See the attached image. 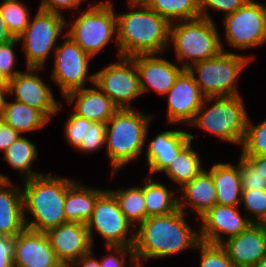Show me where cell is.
I'll return each mask as SVG.
<instances>
[{
	"mask_svg": "<svg viewBox=\"0 0 266 267\" xmlns=\"http://www.w3.org/2000/svg\"><path fill=\"white\" fill-rule=\"evenodd\" d=\"M185 215L178 209L166 215L151 216L135 229L134 253L139 267H145L142 261L163 259L197 247L199 230L191 228Z\"/></svg>",
	"mask_w": 266,
	"mask_h": 267,
	"instance_id": "6da1fadb",
	"label": "cell"
},
{
	"mask_svg": "<svg viewBox=\"0 0 266 267\" xmlns=\"http://www.w3.org/2000/svg\"><path fill=\"white\" fill-rule=\"evenodd\" d=\"M130 12L117 13L116 56L164 54L170 47L171 23L146 4L127 2Z\"/></svg>",
	"mask_w": 266,
	"mask_h": 267,
	"instance_id": "7a4b0ae2",
	"label": "cell"
},
{
	"mask_svg": "<svg viewBox=\"0 0 266 267\" xmlns=\"http://www.w3.org/2000/svg\"><path fill=\"white\" fill-rule=\"evenodd\" d=\"M76 179L42 173L24 180L22 185L23 208L26 228L36 232L68 222L64 214L67 188ZM33 219L28 218V212Z\"/></svg>",
	"mask_w": 266,
	"mask_h": 267,
	"instance_id": "3957f363",
	"label": "cell"
},
{
	"mask_svg": "<svg viewBox=\"0 0 266 267\" xmlns=\"http://www.w3.org/2000/svg\"><path fill=\"white\" fill-rule=\"evenodd\" d=\"M153 118V114L123 108L118 109L106 122L105 149L113 171L112 177L143 154Z\"/></svg>",
	"mask_w": 266,
	"mask_h": 267,
	"instance_id": "277c9868",
	"label": "cell"
},
{
	"mask_svg": "<svg viewBox=\"0 0 266 267\" xmlns=\"http://www.w3.org/2000/svg\"><path fill=\"white\" fill-rule=\"evenodd\" d=\"M214 20L199 17L171 23L170 42L180 66L190 65L218 55L224 49Z\"/></svg>",
	"mask_w": 266,
	"mask_h": 267,
	"instance_id": "5b68a950",
	"label": "cell"
},
{
	"mask_svg": "<svg viewBox=\"0 0 266 267\" xmlns=\"http://www.w3.org/2000/svg\"><path fill=\"white\" fill-rule=\"evenodd\" d=\"M207 106L209 107L207 108ZM248 117L241 95L205 97L194 120L189 125L215 135L220 141L237 144L241 147Z\"/></svg>",
	"mask_w": 266,
	"mask_h": 267,
	"instance_id": "8992f818",
	"label": "cell"
},
{
	"mask_svg": "<svg viewBox=\"0 0 266 267\" xmlns=\"http://www.w3.org/2000/svg\"><path fill=\"white\" fill-rule=\"evenodd\" d=\"M252 57L221 51L218 55L198 61L187 70L205 97H230L240 95L237 85L239 74L249 66Z\"/></svg>",
	"mask_w": 266,
	"mask_h": 267,
	"instance_id": "52a82bcc",
	"label": "cell"
},
{
	"mask_svg": "<svg viewBox=\"0 0 266 267\" xmlns=\"http://www.w3.org/2000/svg\"><path fill=\"white\" fill-rule=\"evenodd\" d=\"M113 3L103 0L80 10L76 20L66 24V35L94 57L112 41H118L117 15Z\"/></svg>",
	"mask_w": 266,
	"mask_h": 267,
	"instance_id": "ba28073f",
	"label": "cell"
},
{
	"mask_svg": "<svg viewBox=\"0 0 266 267\" xmlns=\"http://www.w3.org/2000/svg\"><path fill=\"white\" fill-rule=\"evenodd\" d=\"M33 17L18 39L23 45L26 67L44 69L49 55L58 46L56 42L61 38L59 36H65L61 33L69 21L61 14L39 8Z\"/></svg>",
	"mask_w": 266,
	"mask_h": 267,
	"instance_id": "9c48e42d",
	"label": "cell"
},
{
	"mask_svg": "<svg viewBox=\"0 0 266 267\" xmlns=\"http://www.w3.org/2000/svg\"><path fill=\"white\" fill-rule=\"evenodd\" d=\"M86 226L92 245L95 231L104 240L105 246L134 247L135 230L131 228L134 226L126 219L109 189L97 198Z\"/></svg>",
	"mask_w": 266,
	"mask_h": 267,
	"instance_id": "30bf717a",
	"label": "cell"
},
{
	"mask_svg": "<svg viewBox=\"0 0 266 267\" xmlns=\"http://www.w3.org/2000/svg\"><path fill=\"white\" fill-rule=\"evenodd\" d=\"M225 41L230 48L247 50L266 45V6L249 0L242 7L224 17Z\"/></svg>",
	"mask_w": 266,
	"mask_h": 267,
	"instance_id": "8fae6325",
	"label": "cell"
},
{
	"mask_svg": "<svg viewBox=\"0 0 266 267\" xmlns=\"http://www.w3.org/2000/svg\"><path fill=\"white\" fill-rule=\"evenodd\" d=\"M64 38L53 53L54 64L50 73L51 81L55 82L63 97L84 88L87 81L92 85L95 83V72L89 73V62L93 57L66 34Z\"/></svg>",
	"mask_w": 266,
	"mask_h": 267,
	"instance_id": "7c38bea8",
	"label": "cell"
},
{
	"mask_svg": "<svg viewBox=\"0 0 266 267\" xmlns=\"http://www.w3.org/2000/svg\"><path fill=\"white\" fill-rule=\"evenodd\" d=\"M118 60L95 72V84L119 109L132 108L131 102L142 95L138 70L132 57Z\"/></svg>",
	"mask_w": 266,
	"mask_h": 267,
	"instance_id": "4fadbf2b",
	"label": "cell"
},
{
	"mask_svg": "<svg viewBox=\"0 0 266 267\" xmlns=\"http://www.w3.org/2000/svg\"><path fill=\"white\" fill-rule=\"evenodd\" d=\"M26 70L8 82L9 96L14 95V100L37 108L51 120L53 115L61 111L62 103L56 101L51 87L38 76L42 68H27Z\"/></svg>",
	"mask_w": 266,
	"mask_h": 267,
	"instance_id": "5bb4252c",
	"label": "cell"
},
{
	"mask_svg": "<svg viewBox=\"0 0 266 267\" xmlns=\"http://www.w3.org/2000/svg\"><path fill=\"white\" fill-rule=\"evenodd\" d=\"M239 206H227L216 204L199 217L200 241L222 244L224 235L226 239L237 236L253 224L250 217H243L239 212Z\"/></svg>",
	"mask_w": 266,
	"mask_h": 267,
	"instance_id": "9a60e30c",
	"label": "cell"
},
{
	"mask_svg": "<svg viewBox=\"0 0 266 267\" xmlns=\"http://www.w3.org/2000/svg\"><path fill=\"white\" fill-rule=\"evenodd\" d=\"M168 98L166 121L172 124L189 125L201 107L205 96L187 69L176 78L174 85L165 94Z\"/></svg>",
	"mask_w": 266,
	"mask_h": 267,
	"instance_id": "2e32d148",
	"label": "cell"
},
{
	"mask_svg": "<svg viewBox=\"0 0 266 267\" xmlns=\"http://www.w3.org/2000/svg\"><path fill=\"white\" fill-rule=\"evenodd\" d=\"M132 58L138 70L142 94L152 90L164 96L184 70L182 66L162 58V53L141 54Z\"/></svg>",
	"mask_w": 266,
	"mask_h": 267,
	"instance_id": "e0dca14e",
	"label": "cell"
},
{
	"mask_svg": "<svg viewBox=\"0 0 266 267\" xmlns=\"http://www.w3.org/2000/svg\"><path fill=\"white\" fill-rule=\"evenodd\" d=\"M46 234L59 262L73 263L93 250L85 223L68 221L49 229Z\"/></svg>",
	"mask_w": 266,
	"mask_h": 267,
	"instance_id": "ac0fdd59",
	"label": "cell"
},
{
	"mask_svg": "<svg viewBox=\"0 0 266 267\" xmlns=\"http://www.w3.org/2000/svg\"><path fill=\"white\" fill-rule=\"evenodd\" d=\"M57 263L46 232L26 228L14 237V267H54Z\"/></svg>",
	"mask_w": 266,
	"mask_h": 267,
	"instance_id": "d6986e66",
	"label": "cell"
},
{
	"mask_svg": "<svg viewBox=\"0 0 266 267\" xmlns=\"http://www.w3.org/2000/svg\"><path fill=\"white\" fill-rule=\"evenodd\" d=\"M236 267H252L266 257V229L253 223L221 244Z\"/></svg>",
	"mask_w": 266,
	"mask_h": 267,
	"instance_id": "ffe728a7",
	"label": "cell"
},
{
	"mask_svg": "<svg viewBox=\"0 0 266 267\" xmlns=\"http://www.w3.org/2000/svg\"><path fill=\"white\" fill-rule=\"evenodd\" d=\"M194 139L193 134L178 129L158 133L146 146L144 156L149 167L147 174L153 176L155 173H162L172 159Z\"/></svg>",
	"mask_w": 266,
	"mask_h": 267,
	"instance_id": "44dd1931",
	"label": "cell"
},
{
	"mask_svg": "<svg viewBox=\"0 0 266 267\" xmlns=\"http://www.w3.org/2000/svg\"><path fill=\"white\" fill-rule=\"evenodd\" d=\"M63 98L69 107L75 104L74 114L93 122L106 123L119 109L95 83L92 88L69 92Z\"/></svg>",
	"mask_w": 266,
	"mask_h": 267,
	"instance_id": "7402d4cb",
	"label": "cell"
},
{
	"mask_svg": "<svg viewBox=\"0 0 266 267\" xmlns=\"http://www.w3.org/2000/svg\"><path fill=\"white\" fill-rule=\"evenodd\" d=\"M18 185L0 179V236L14 238L26 229L22 190Z\"/></svg>",
	"mask_w": 266,
	"mask_h": 267,
	"instance_id": "603a6c76",
	"label": "cell"
},
{
	"mask_svg": "<svg viewBox=\"0 0 266 267\" xmlns=\"http://www.w3.org/2000/svg\"><path fill=\"white\" fill-rule=\"evenodd\" d=\"M179 209L187 214L186 207L196 211L197 216L203 215L208 209L217 204V195L212 173L203 169L189 183L181 188Z\"/></svg>",
	"mask_w": 266,
	"mask_h": 267,
	"instance_id": "cb8c5ba5",
	"label": "cell"
},
{
	"mask_svg": "<svg viewBox=\"0 0 266 267\" xmlns=\"http://www.w3.org/2000/svg\"><path fill=\"white\" fill-rule=\"evenodd\" d=\"M104 189L90 188L75 180L66 191L64 214L67 221L87 223L97 198Z\"/></svg>",
	"mask_w": 266,
	"mask_h": 267,
	"instance_id": "d4e9b609",
	"label": "cell"
},
{
	"mask_svg": "<svg viewBox=\"0 0 266 267\" xmlns=\"http://www.w3.org/2000/svg\"><path fill=\"white\" fill-rule=\"evenodd\" d=\"M215 183L217 204L227 206H240L242 185L238 163L218 162L209 169Z\"/></svg>",
	"mask_w": 266,
	"mask_h": 267,
	"instance_id": "484cf974",
	"label": "cell"
},
{
	"mask_svg": "<svg viewBox=\"0 0 266 267\" xmlns=\"http://www.w3.org/2000/svg\"><path fill=\"white\" fill-rule=\"evenodd\" d=\"M1 119L20 134L44 129L50 122L40 110L17 100L6 101Z\"/></svg>",
	"mask_w": 266,
	"mask_h": 267,
	"instance_id": "4316f807",
	"label": "cell"
},
{
	"mask_svg": "<svg viewBox=\"0 0 266 267\" xmlns=\"http://www.w3.org/2000/svg\"><path fill=\"white\" fill-rule=\"evenodd\" d=\"M143 183L141 187L145 197L146 219L173 213L179 209V198L176 197V192L168 189L164 183L154 181L149 175Z\"/></svg>",
	"mask_w": 266,
	"mask_h": 267,
	"instance_id": "83f0119b",
	"label": "cell"
},
{
	"mask_svg": "<svg viewBox=\"0 0 266 267\" xmlns=\"http://www.w3.org/2000/svg\"><path fill=\"white\" fill-rule=\"evenodd\" d=\"M192 142L191 140L162 171L171 182L180 186L177 191L204 169L200 155L192 149Z\"/></svg>",
	"mask_w": 266,
	"mask_h": 267,
	"instance_id": "f1b7e54d",
	"label": "cell"
},
{
	"mask_svg": "<svg viewBox=\"0 0 266 267\" xmlns=\"http://www.w3.org/2000/svg\"><path fill=\"white\" fill-rule=\"evenodd\" d=\"M3 153V159L9 166L24 176L23 181L42 174L32 170V164L38 157L37 147L23 135Z\"/></svg>",
	"mask_w": 266,
	"mask_h": 267,
	"instance_id": "f546056e",
	"label": "cell"
},
{
	"mask_svg": "<svg viewBox=\"0 0 266 267\" xmlns=\"http://www.w3.org/2000/svg\"><path fill=\"white\" fill-rule=\"evenodd\" d=\"M146 5L170 23L201 17L200 0H149Z\"/></svg>",
	"mask_w": 266,
	"mask_h": 267,
	"instance_id": "4dcf8cb0",
	"label": "cell"
},
{
	"mask_svg": "<svg viewBox=\"0 0 266 267\" xmlns=\"http://www.w3.org/2000/svg\"><path fill=\"white\" fill-rule=\"evenodd\" d=\"M109 191L115 196L126 219L136 229L146 219L145 197L141 185Z\"/></svg>",
	"mask_w": 266,
	"mask_h": 267,
	"instance_id": "1f68e13d",
	"label": "cell"
},
{
	"mask_svg": "<svg viewBox=\"0 0 266 267\" xmlns=\"http://www.w3.org/2000/svg\"><path fill=\"white\" fill-rule=\"evenodd\" d=\"M0 12L14 38L24 33L32 16L21 0H1Z\"/></svg>",
	"mask_w": 266,
	"mask_h": 267,
	"instance_id": "d6a6232c",
	"label": "cell"
},
{
	"mask_svg": "<svg viewBox=\"0 0 266 267\" xmlns=\"http://www.w3.org/2000/svg\"><path fill=\"white\" fill-rule=\"evenodd\" d=\"M242 156L266 155V119L259 124H253L248 117L244 141L241 145Z\"/></svg>",
	"mask_w": 266,
	"mask_h": 267,
	"instance_id": "836d02e7",
	"label": "cell"
},
{
	"mask_svg": "<svg viewBox=\"0 0 266 267\" xmlns=\"http://www.w3.org/2000/svg\"><path fill=\"white\" fill-rule=\"evenodd\" d=\"M196 249L200 251L199 267H236L221 244L200 241Z\"/></svg>",
	"mask_w": 266,
	"mask_h": 267,
	"instance_id": "e575fe53",
	"label": "cell"
},
{
	"mask_svg": "<svg viewBox=\"0 0 266 267\" xmlns=\"http://www.w3.org/2000/svg\"><path fill=\"white\" fill-rule=\"evenodd\" d=\"M67 118L64 127L66 141L77 151L82 142L86 140L87 129H89L94 122L77 116L73 112L70 113Z\"/></svg>",
	"mask_w": 266,
	"mask_h": 267,
	"instance_id": "d590c367",
	"label": "cell"
},
{
	"mask_svg": "<svg viewBox=\"0 0 266 267\" xmlns=\"http://www.w3.org/2000/svg\"><path fill=\"white\" fill-rule=\"evenodd\" d=\"M241 205L252 214L251 221L259 223L266 215V190H242Z\"/></svg>",
	"mask_w": 266,
	"mask_h": 267,
	"instance_id": "8d00e7d4",
	"label": "cell"
},
{
	"mask_svg": "<svg viewBox=\"0 0 266 267\" xmlns=\"http://www.w3.org/2000/svg\"><path fill=\"white\" fill-rule=\"evenodd\" d=\"M19 43V39L15 38L12 41L0 44V81L8 83L22 72L15 69L17 57L14 48Z\"/></svg>",
	"mask_w": 266,
	"mask_h": 267,
	"instance_id": "74e56055",
	"label": "cell"
},
{
	"mask_svg": "<svg viewBox=\"0 0 266 267\" xmlns=\"http://www.w3.org/2000/svg\"><path fill=\"white\" fill-rule=\"evenodd\" d=\"M239 172L242 190H266V178L244 156H239Z\"/></svg>",
	"mask_w": 266,
	"mask_h": 267,
	"instance_id": "f35d334b",
	"label": "cell"
},
{
	"mask_svg": "<svg viewBox=\"0 0 266 267\" xmlns=\"http://www.w3.org/2000/svg\"><path fill=\"white\" fill-rule=\"evenodd\" d=\"M106 249L110 254L99 260L100 267H126L127 263L129 264L128 267H139L135 258L134 247L106 246ZM126 257H129V260H126Z\"/></svg>",
	"mask_w": 266,
	"mask_h": 267,
	"instance_id": "ab89813d",
	"label": "cell"
},
{
	"mask_svg": "<svg viewBox=\"0 0 266 267\" xmlns=\"http://www.w3.org/2000/svg\"><path fill=\"white\" fill-rule=\"evenodd\" d=\"M106 145V123L94 122L87 129L86 140H84L77 150L82 153H96Z\"/></svg>",
	"mask_w": 266,
	"mask_h": 267,
	"instance_id": "60d3db41",
	"label": "cell"
},
{
	"mask_svg": "<svg viewBox=\"0 0 266 267\" xmlns=\"http://www.w3.org/2000/svg\"><path fill=\"white\" fill-rule=\"evenodd\" d=\"M249 0H200L201 17L213 20L207 12L209 9L224 13V16L235 12ZM209 8V9H208Z\"/></svg>",
	"mask_w": 266,
	"mask_h": 267,
	"instance_id": "b9f144b4",
	"label": "cell"
},
{
	"mask_svg": "<svg viewBox=\"0 0 266 267\" xmlns=\"http://www.w3.org/2000/svg\"><path fill=\"white\" fill-rule=\"evenodd\" d=\"M84 1L85 0H42L38 8L44 11L61 15H63L61 12L63 9H73L76 10L77 13L79 7L83 4Z\"/></svg>",
	"mask_w": 266,
	"mask_h": 267,
	"instance_id": "7bdbcfd3",
	"label": "cell"
},
{
	"mask_svg": "<svg viewBox=\"0 0 266 267\" xmlns=\"http://www.w3.org/2000/svg\"><path fill=\"white\" fill-rule=\"evenodd\" d=\"M13 250L14 238L0 236V267H14Z\"/></svg>",
	"mask_w": 266,
	"mask_h": 267,
	"instance_id": "ee69618b",
	"label": "cell"
},
{
	"mask_svg": "<svg viewBox=\"0 0 266 267\" xmlns=\"http://www.w3.org/2000/svg\"><path fill=\"white\" fill-rule=\"evenodd\" d=\"M21 134L14 130L9 124L0 119V151L4 152L10 147Z\"/></svg>",
	"mask_w": 266,
	"mask_h": 267,
	"instance_id": "f6af8a7d",
	"label": "cell"
},
{
	"mask_svg": "<svg viewBox=\"0 0 266 267\" xmlns=\"http://www.w3.org/2000/svg\"><path fill=\"white\" fill-rule=\"evenodd\" d=\"M93 251L83 255L79 260L71 263L72 267H100L99 259L92 255Z\"/></svg>",
	"mask_w": 266,
	"mask_h": 267,
	"instance_id": "bcb514c9",
	"label": "cell"
},
{
	"mask_svg": "<svg viewBox=\"0 0 266 267\" xmlns=\"http://www.w3.org/2000/svg\"><path fill=\"white\" fill-rule=\"evenodd\" d=\"M246 157L266 178V155L264 156H244Z\"/></svg>",
	"mask_w": 266,
	"mask_h": 267,
	"instance_id": "7dc6e473",
	"label": "cell"
},
{
	"mask_svg": "<svg viewBox=\"0 0 266 267\" xmlns=\"http://www.w3.org/2000/svg\"><path fill=\"white\" fill-rule=\"evenodd\" d=\"M14 36L9 31L6 22L0 12V44L14 40Z\"/></svg>",
	"mask_w": 266,
	"mask_h": 267,
	"instance_id": "c3c4849f",
	"label": "cell"
},
{
	"mask_svg": "<svg viewBox=\"0 0 266 267\" xmlns=\"http://www.w3.org/2000/svg\"><path fill=\"white\" fill-rule=\"evenodd\" d=\"M9 96V87L8 83L4 81H0V119L3 115L5 104H6V96Z\"/></svg>",
	"mask_w": 266,
	"mask_h": 267,
	"instance_id": "681fc988",
	"label": "cell"
},
{
	"mask_svg": "<svg viewBox=\"0 0 266 267\" xmlns=\"http://www.w3.org/2000/svg\"><path fill=\"white\" fill-rule=\"evenodd\" d=\"M252 267H266V257L254 264Z\"/></svg>",
	"mask_w": 266,
	"mask_h": 267,
	"instance_id": "f907efd6",
	"label": "cell"
},
{
	"mask_svg": "<svg viewBox=\"0 0 266 267\" xmlns=\"http://www.w3.org/2000/svg\"><path fill=\"white\" fill-rule=\"evenodd\" d=\"M54 267H72V264L68 262H59Z\"/></svg>",
	"mask_w": 266,
	"mask_h": 267,
	"instance_id": "816d5d0a",
	"label": "cell"
},
{
	"mask_svg": "<svg viewBox=\"0 0 266 267\" xmlns=\"http://www.w3.org/2000/svg\"><path fill=\"white\" fill-rule=\"evenodd\" d=\"M149 0H127V2L135 4H146Z\"/></svg>",
	"mask_w": 266,
	"mask_h": 267,
	"instance_id": "f5cc1de1",
	"label": "cell"
},
{
	"mask_svg": "<svg viewBox=\"0 0 266 267\" xmlns=\"http://www.w3.org/2000/svg\"><path fill=\"white\" fill-rule=\"evenodd\" d=\"M0 179L1 180H10V176L9 175H5V174H3V173H0Z\"/></svg>",
	"mask_w": 266,
	"mask_h": 267,
	"instance_id": "db71d44e",
	"label": "cell"
},
{
	"mask_svg": "<svg viewBox=\"0 0 266 267\" xmlns=\"http://www.w3.org/2000/svg\"><path fill=\"white\" fill-rule=\"evenodd\" d=\"M259 224L266 229V215L265 217L259 222Z\"/></svg>",
	"mask_w": 266,
	"mask_h": 267,
	"instance_id": "11a10c76",
	"label": "cell"
}]
</instances>
